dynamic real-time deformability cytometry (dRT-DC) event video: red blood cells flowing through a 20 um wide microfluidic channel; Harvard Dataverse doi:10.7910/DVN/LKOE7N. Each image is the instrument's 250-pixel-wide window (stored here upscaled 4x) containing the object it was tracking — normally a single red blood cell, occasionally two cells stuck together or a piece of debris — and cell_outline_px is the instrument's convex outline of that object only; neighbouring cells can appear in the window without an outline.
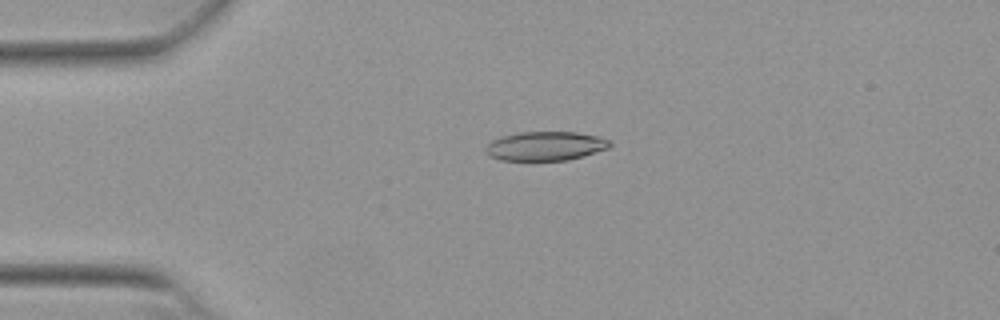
{"species": "Egyptian fruit bat (a non-hibernating species)", "species_latin": "Rousettus aegyptiacus", "temperature_condition": "warm", "stored_images_in_passage": 43, "camera_frame_rate_fps": 3000, "um_per_image_px": 0.085, "animal": {"sex": "female"}, "frame": {"image": 1, "passage_image": 3, "time_ms": 0.667, "image_size_px": [1000, 320], "cell_outline_px": [[612, 144], [608, 148], [568, 160], [500, 160], [492, 156], [484, 148], [492, 140], [500, 136], [516, 132], [576, 132], [600, 136], [612, 140]], "centroid_in_image_um": [46.39, 12.39], "position_along_channel_um": 38.6, "area_um2": 21.04}}
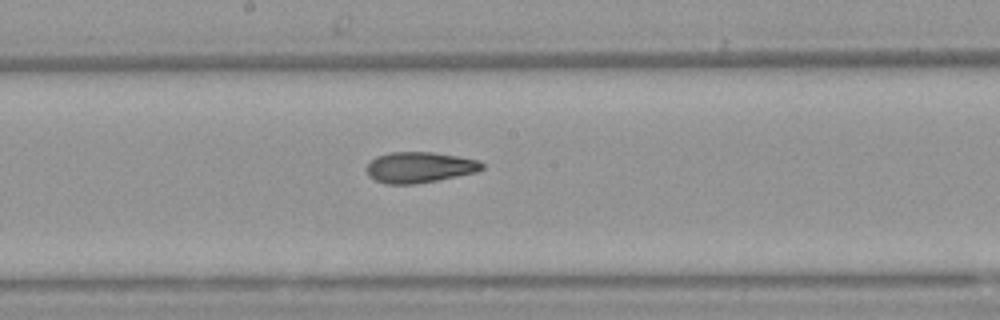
{"frame": {"image": 2, "passage_image": 19, "time_ms": 6.0, "image_size_px": [1000, 320], "cell_outline_px": [[484, 168], [476, 172], [416, 184], [388, 184], [376, 180], [368, 176], [364, 168], [376, 156], [392, 152], [432, 152], [480, 160], [484, 164]], "centroid_in_image_um": [35.64, 14.22], "position_along_channel_um": 212.6, "area_um2": 20.69}}
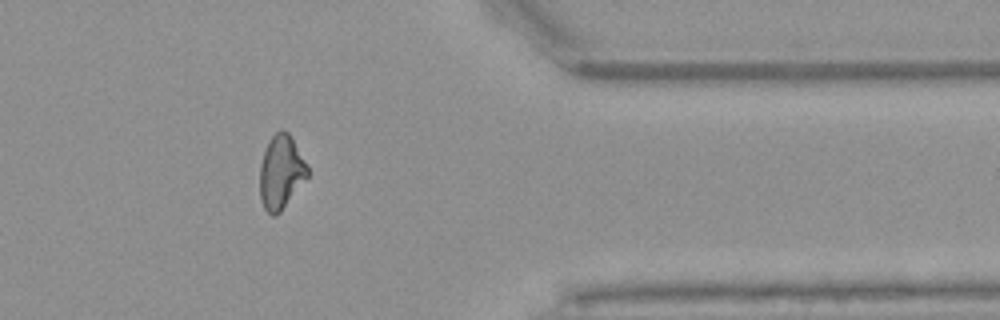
{"frame": {"image": 3, "passage_image": 34, "time_ms": 11.0, "image_size_px": [1000, 320], "cell_outline_px": [[308, 176], [280, 212], [276, 216], [272, 216], [264, 208], [260, 200], [260, 164], [268, 140], [280, 128], [284, 128], [292, 136], [308, 164]], "centroid_in_image_um": [23.89, 14.59], "position_along_channel_um": 387.5, "area_um2": 20.75}, "authors_computed_cell_mechanics": {"area_um2": 20.8658, "velocity_mm_per_s": 3.8597, "shape_relaxation_time_tau1_ms": null, "shape_relaxation_time_tau2_ms": 3.3859, "deformation_change_tau1": null, "deformation_change_tau2": 0.1067}}